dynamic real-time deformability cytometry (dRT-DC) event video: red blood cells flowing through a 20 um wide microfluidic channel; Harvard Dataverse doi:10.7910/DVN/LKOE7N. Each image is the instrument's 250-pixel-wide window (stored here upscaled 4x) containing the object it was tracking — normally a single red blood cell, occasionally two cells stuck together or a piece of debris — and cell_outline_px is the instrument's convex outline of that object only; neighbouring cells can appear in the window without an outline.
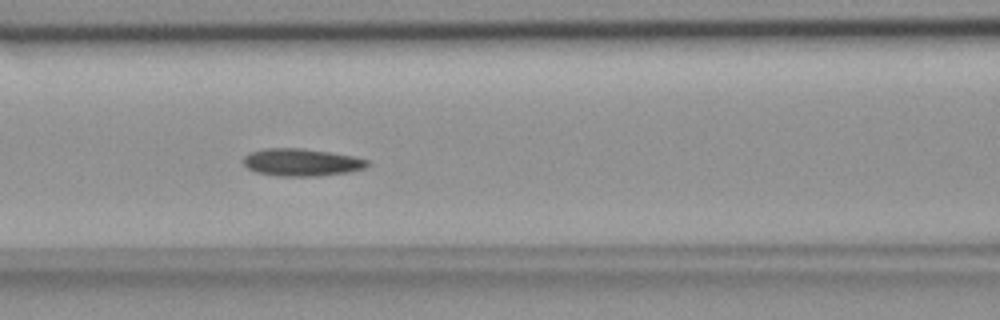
{"species": "common noctule bat (a hibernating species)", "species_latin": "Nyctalus noctula", "temperature_condition": "room temperature", "stored_images_in_passage": 13, "camera_frame_rate_fps": 3000, "um_per_image_px": 0.085, "animal": {"sex": "female", "body_mass_g": 18.4}, "frame": {"image": 1, "passage_image": 10, "time_ms": 3.0, "image_size_px": [1000, 320], "cell_outline_px": [[372, 164], [364, 168], [348, 172], [320, 176], [280, 176], [256, 172], [248, 168], [244, 164], [244, 156], [248, 152], [264, 148], [300, 148], [328, 152], [352, 156], [368, 160]], "centroid_in_image_um": [25.62, 13.79], "position_along_channel_um": 141.0, "area_um2": 19.83}}